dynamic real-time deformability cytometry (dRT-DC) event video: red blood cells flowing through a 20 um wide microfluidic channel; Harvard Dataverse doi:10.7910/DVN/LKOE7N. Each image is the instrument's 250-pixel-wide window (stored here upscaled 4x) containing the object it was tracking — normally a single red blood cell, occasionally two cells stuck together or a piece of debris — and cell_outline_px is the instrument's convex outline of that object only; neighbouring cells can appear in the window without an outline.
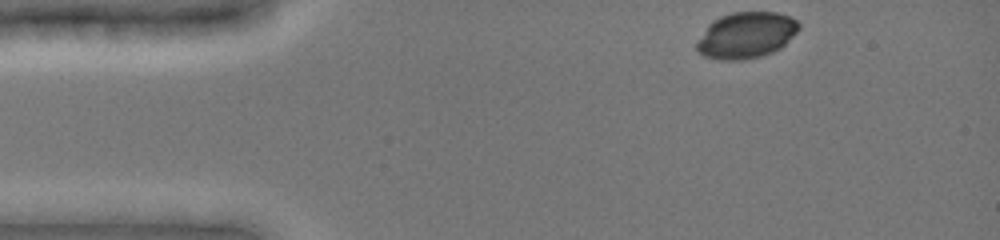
{"species": "common noctule bat (a hibernating species)", "species_latin": "Nyctalus noctula", "temperature_condition": "cold", "stored_images_in_passage": 23, "camera_frame_rate_fps": 3000, "um_per_image_px": 0.085, "animal": {"sex": "female", "body_mass_g": 19.0, "forearm_length_mm": 51.5}, "frame": {"image": 1, "passage_image": 1, "time_ms": 0.0, "image_size_px": [1000, 240], "cell_outline_px": [[800, 28], [780, 48], [772, 52], [760, 56], [744, 60], [720, 60], [704, 56], [696, 48], [696, 44], [708, 24], [712, 20], [720, 16], [732, 12], [776, 12], [792, 16], [800, 24]], "centroid_in_image_um": [63.43, 2.98], "position_along_channel_um": 21.6, "area_um2": 27.46}}
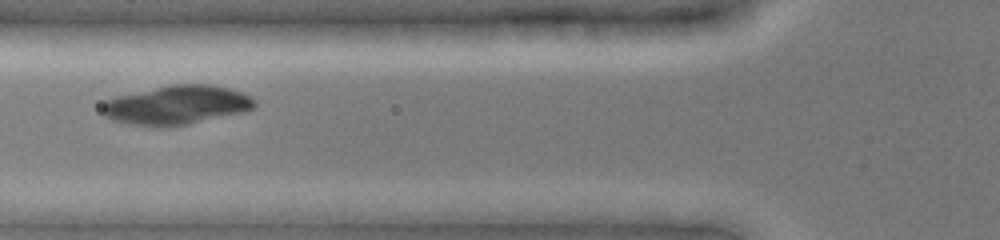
{"frame": {"image": 2, "passage_image": 17, "time_ms": 4.0, "image_size_px": [1000, 240], "cell_outline_px": [[256, 108], [244, 112], [188, 124], [160, 128], [156, 128], [128, 124], [112, 120], [104, 116], [100, 112], [100, 108], [104, 100], [116, 96], [172, 84], [208, 84], [228, 88], [252, 96], [256, 100]], "centroid_in_image_um": [14.98, 8.94], "position_along_channel_um": 110.8, "area_um2": 35.2}}
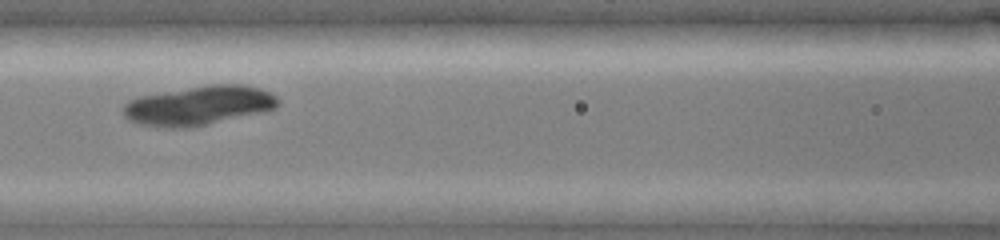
{"frame": {"image": 3, "passage_image": 21, "time_ms": 5.0, "image_size_px": [1000, 240], "cell_outline_px": [[280, 104], [276, 108], [264, 112], [192, 128], [156, 128], [140, 124], [128, 120], [124, 116], [124, 104], [128, 100], [140, 96], [208, 84], [244, 84], [268, 92], [276, 96], [280, 100]], "centroid_in_image_um": [16.9, 8.99], "position_along_channel_um": 149.7, "area_um2": 35.84}}